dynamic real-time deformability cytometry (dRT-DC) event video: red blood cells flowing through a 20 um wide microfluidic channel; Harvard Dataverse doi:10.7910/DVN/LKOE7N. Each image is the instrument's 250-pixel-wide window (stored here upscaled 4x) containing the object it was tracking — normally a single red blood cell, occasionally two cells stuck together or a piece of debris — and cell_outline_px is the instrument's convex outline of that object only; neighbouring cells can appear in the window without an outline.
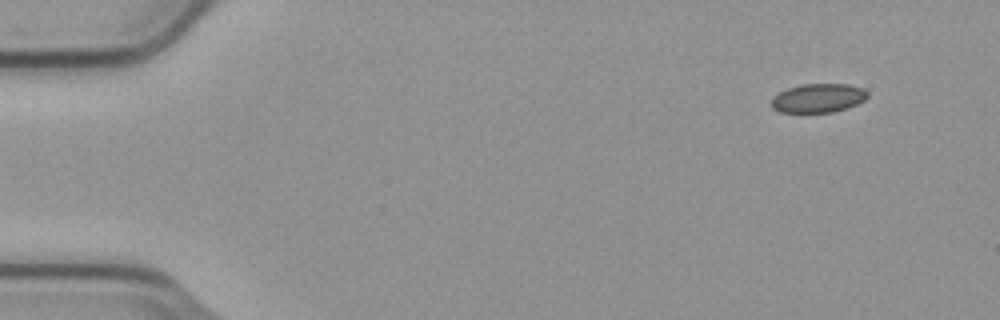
{"species": "common noctule bat (a hibernating species)", "species_latin": "Nyctalus noctula", "temperature_condition": "cold", "stored_images_in_passage": 51, "camera_frame_rate_fps": 3000, "um_per_image_px": 0.085, "animal": {"sex": "male", "body_mass_g": 23.1, "forearm_length_mm": 52.7}, "frame": {"image": 1, "passage_image": 1, "time_ms": 0.0, "image_size_px": [1000, 320], "cell_outline_px": [[868, 96], [864, 100], [848, 108], [832, 112], [780, 112], [772, 108], [772, 96], [788, 88], [804, 84], [848, 84], [864, 88], [868, 92]], "centroid_in_image_um": [69.56, 8.33], "position_along_channel_um": 15.4, "area_um2": 16.18}}
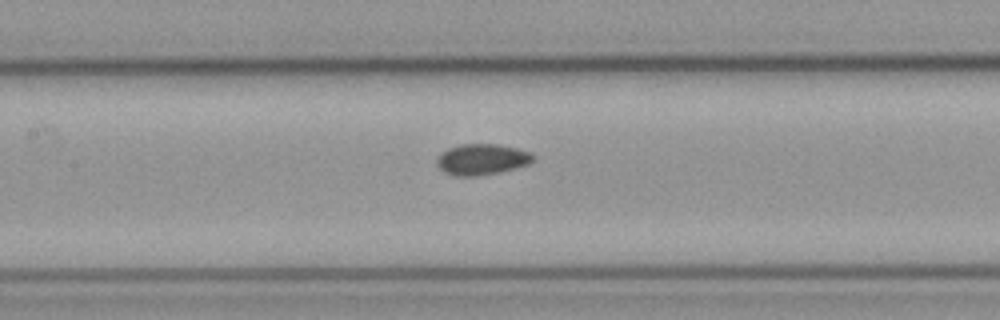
{"frame": {"image": 2, "passage_image": 22, "time_ms": 7.0, "image_size_px": [1000, 320], "cell_outline_px": [[536, 156], [528, 164], [496, 172], [476, 176], [456, 176], [444, 172], [436, 164], [436, 160], [448, 148], [460, 144], [496, 144], [516, 148], [532, 152]], "centroid_in_image_um": [40.96, 13.53], "position_along_channel_um": 166.4, "area_um2": 17.11}}
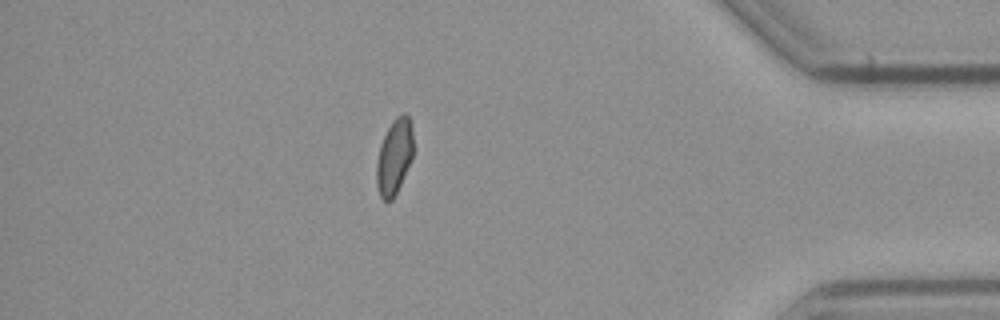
{"frame": {"image": 3, "passage_image": 44, "time_ms": 14.333, "image_size_px": [1000, 320], "cell_outline_px": [[412, 156], [400, 184], [392, 200], [384, 200], [380, 196], [376, 184], [376, 164], [380, 144], [392, 120], [396, 116], [404, 112], [408, 116], [412, 128]], "centroid_in_image_um": [33.49, 13.29], "position_along_channel_um": 401.7, "area_um2": 15.9}, "authors_computed_cell_mechanics": {"area_um2": 16.5886, "velocity_mm_per_s": 3.7658, "shape_relaxation_time_tau1_ms": null, "shape_relaxation_time_tau2_ms": 5.1026, "deformation_change_tau1": null, "deformation_change_tau2": 0.0697}}